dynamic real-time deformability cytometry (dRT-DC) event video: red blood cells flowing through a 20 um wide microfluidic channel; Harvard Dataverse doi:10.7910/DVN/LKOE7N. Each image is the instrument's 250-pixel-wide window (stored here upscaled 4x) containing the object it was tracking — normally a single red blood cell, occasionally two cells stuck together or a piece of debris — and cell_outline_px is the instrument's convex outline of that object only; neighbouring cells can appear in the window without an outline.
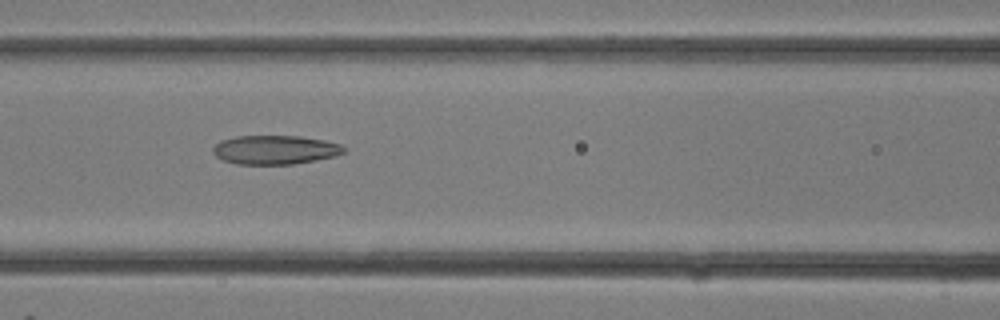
{"species": "common noctule bat (a hibernating species)", "species_latin": "Nyctalus noctula", "temperature_condition": "room temperature", "stored_images_in_passage": 18, "camera_frame_rate_fps": 3000, "um_per_image_px": 0.085, "animal": {"sex": "female"}, "frame": {"image": 1, "passage_image": 13, "time_ms": 4.0, "image_size_px": [1000, 320], "cell_outline_px": [[348, 152], [336, 156], [316, 160], [292, 164], [236, 164], [224, 160], [216, 156], [212, 152], [212, 148], [220, 140], [236, 136], [300, 136], [324, 140], [340, 144], [348, 148]], "centroid_in_image_um": [23.42, 12.73], "position_along_channel_um": 143.2, "area_um2": 22.31}}
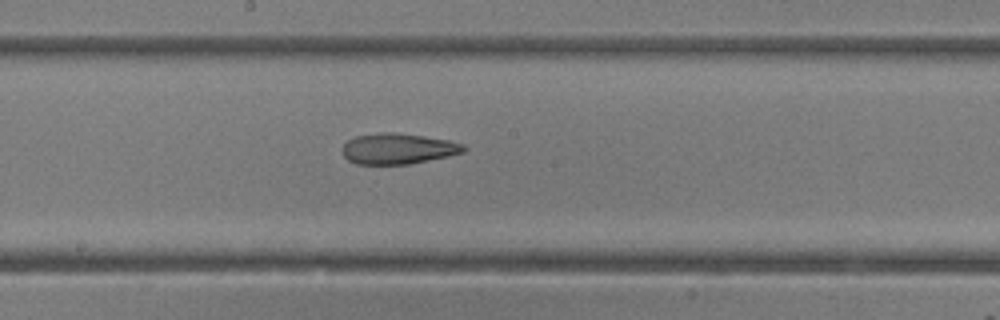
{"frame": {"image": 2, "passage_image": 16, "time_ms": 5.0, "image_size_px": [1000, 320], "cell_outline_px": [[468, 148], [464, 152], [448, 156], [408, 164], [356, 164], [348, 160], [344, 156], [344, 144], [348, 140], [356, 136], [384, 132], [392, 132], [424, 136], [448, 140], [464, 144]], "centroid_in_image_um": [33.86, 12.64], "position_along_channel_um": 214.3, "area_um2": 21.56}}
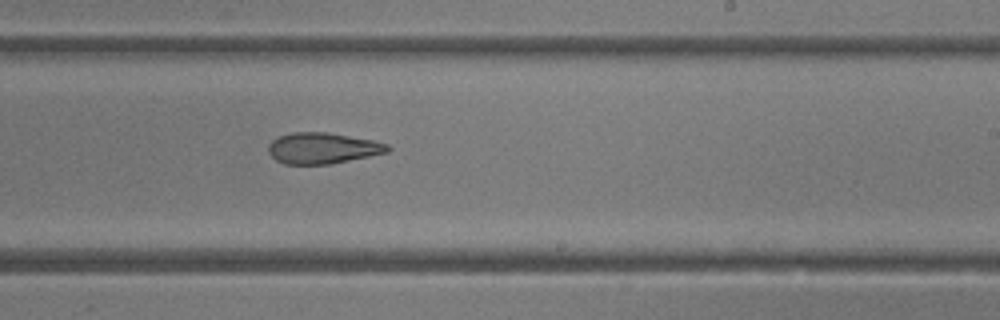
{"frame": {"image": 3, "passage_image": 18, "time_ms": 5.667, "image_size_px": [1000, 320], "cell_outline_px": [[392, 148], [388, 152], [328, 164], [284, 164], [276, 160], [268, 152], [268, 144], [272, 140], [280, 136], [292, 132], [328, 132], [372, 140], [388, 144]], "centroid_in_image_um": [27.4, 12.59], "position_along_channel_um": 261.6, "area_um2": 21.44}}